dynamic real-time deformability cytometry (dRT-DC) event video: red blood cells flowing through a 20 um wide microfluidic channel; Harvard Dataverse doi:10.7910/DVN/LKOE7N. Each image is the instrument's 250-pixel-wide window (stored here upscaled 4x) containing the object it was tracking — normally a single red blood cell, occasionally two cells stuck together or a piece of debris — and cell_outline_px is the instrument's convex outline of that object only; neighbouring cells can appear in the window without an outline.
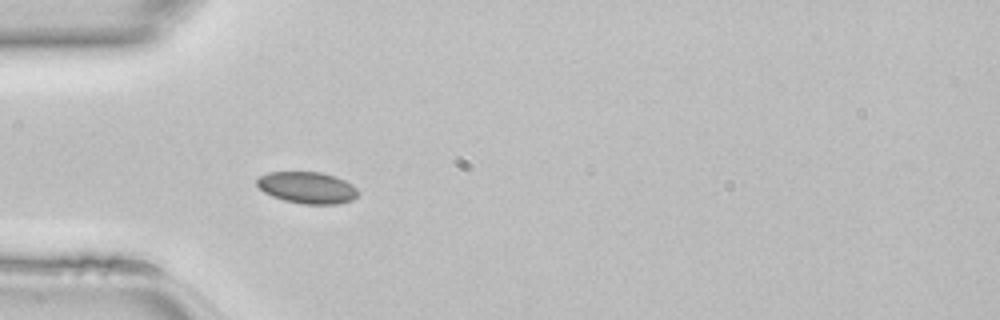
{"species": "common noctule bat (a hibernating species)", "species_latin": "Nyctalus noctula", "temperature_condition": "room temperature", "stored_images_in_passage": 39, "camera_frame_rate_fps": 3000, "um_per_image_px": 0.085, "animal": {"sex": "female", "body_mass_g": 22.7, "forearm_length_mm": 54.2}, "frame": {"image": 1, "passage_image": 6, "time_ms": 1.667, "image_size_px": [1000, 320], "cell_outline_px": [[356, 196], [352, 200], [336, 204], [300, 204], [284, 200], [272, 196], [264, 192], [256, 184], [256, 180], [260, 176], [268, 172], [320, 172], [336, 176], [352, 184], [356, 188]], "centroid_in_image_um": [26.09, 15.95], "position_along_channel_um": 58.9, "area_um2": 18.61}}